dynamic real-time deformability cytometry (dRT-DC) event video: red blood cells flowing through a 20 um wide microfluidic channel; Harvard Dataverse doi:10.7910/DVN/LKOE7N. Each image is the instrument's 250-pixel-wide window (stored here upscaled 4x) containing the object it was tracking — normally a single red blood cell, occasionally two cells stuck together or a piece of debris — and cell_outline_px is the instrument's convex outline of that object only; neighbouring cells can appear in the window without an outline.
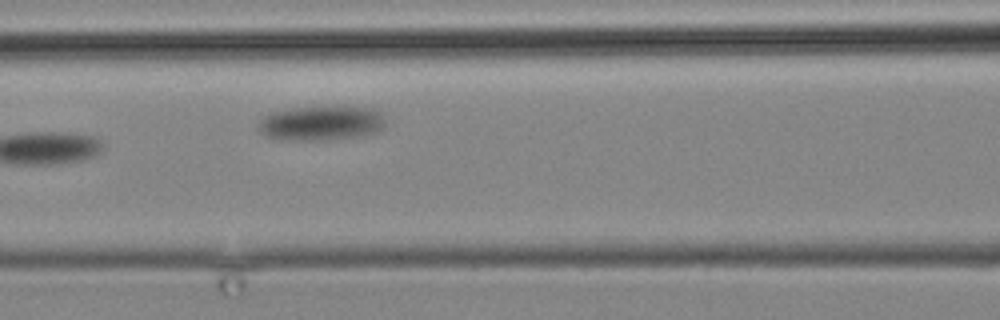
{"species": "common noctule bat (a hibernating species)", "species_latin": "Nyctalus noctula", "temperature_condition": "cold", "stored_images_in_passage": 8, "camera_frame_rate_fps": 3000, "um_per_image_px": 0.085, "animal": {"sex": "male", "body_mass_g": 19.2, "forearm_length_mm": 51.8}, "frame": {"image": 1, "passage_image": 5, "time_ms": 4.667, "image_size_px": [1000, 320], "cell_outline_px": [[384, 128], [376, 132], [364, 136], [328, 140], [280, 140], [264, 136], [256, 128], [256, 124], [264, 116], [272, 112], [292, 108], [332, 104], [340, 104], [372, 108], [380, 112], [384, 116]], "centroid_in_image_um": [27.31, 10.44], "position_along_channel_um": 139.3, "area_um2": 26.93}}
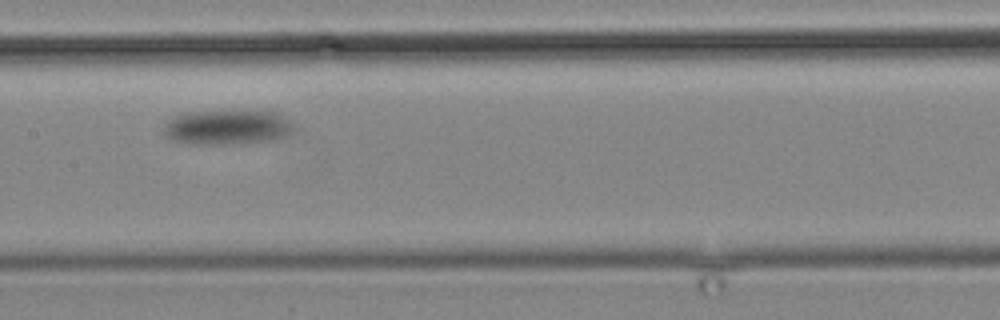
{"frame": {"image": 2, "passage_image": 7, "time_ms": 7.0, "image_size_px": [1000, 320], "cell_outline_px": [[292, 128], [288, 132], [272, 140], [240, 144], [188, 144], [168, 140], [164, 136], [164, 124], [168, 120], [176, 116], [188, 112], [280, 112], [288, 116], [292, 124]], "centroid_in_image_um": [19.25, 10.84], "position_along_channel_um": 188.1, "area_um2": 26.18}}